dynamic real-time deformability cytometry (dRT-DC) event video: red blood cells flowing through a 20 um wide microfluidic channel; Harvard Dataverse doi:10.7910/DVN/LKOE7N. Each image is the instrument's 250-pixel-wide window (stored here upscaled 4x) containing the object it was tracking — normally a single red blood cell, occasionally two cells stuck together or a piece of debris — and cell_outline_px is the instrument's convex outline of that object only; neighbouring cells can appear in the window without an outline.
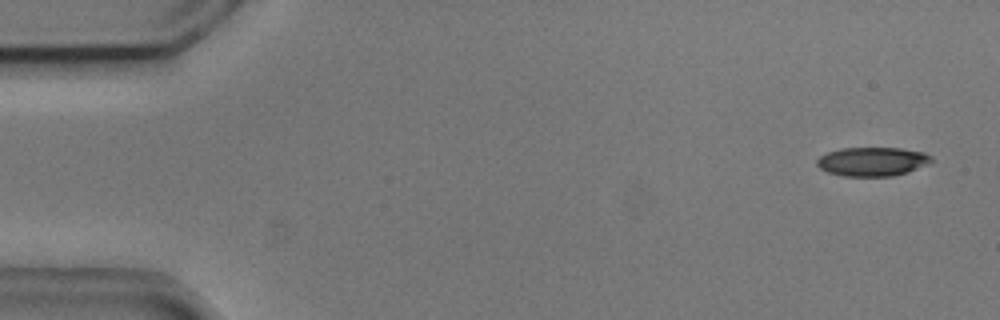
{"species": "common noctule bat (a hibernating species)", "species_latin": "Nyctalus noctula", "temperature_condition": "cold", "stored_images_in_passage": 54, "camera_frame_rate_fps": 3000, "um_per_image_px": 0.085, "animal": {"sex": "male", "body_mass_g": 20.5, "forearm_length_mm": 52.5}, "frame": {"image": 1, "passage_image": 3, "time_ms": 0.667, "image_size_px": [1000, 320], "cell_outline_px": [[936, 160], [932, 164], [908, 172], [892, 176], [844, 176], [828, 172], [820, 168], [816, 164], [816, 160], [820, 156], [828, 152], [840, 148], [900, 148], [924, 152], [932, 156]], "centroid_in_image_um": [74.22, 13.73], "position_along_channel_um": 10.8, "area_um2": 19.59}}
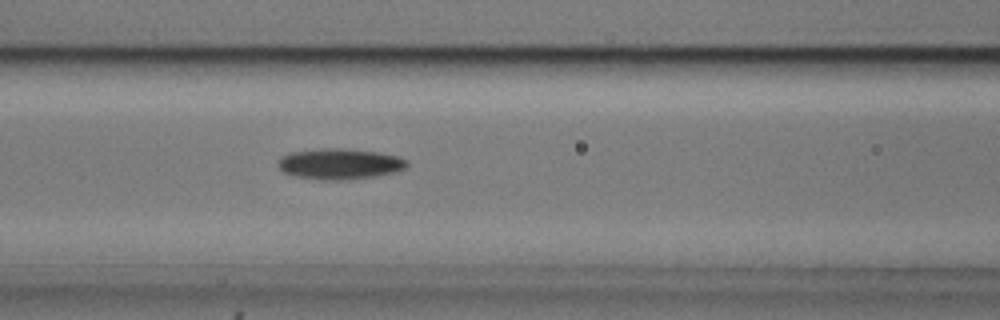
{"frame": {"image": 2, "passage_image": 23, "time_ms": 7.333, "image_size_px": [1000, 320], "cell_outline_px": [[408, 164], [404, 168], [392, 172], [376, 176], [348, 180], [328, 180], [296, 176], [284, 172], [276, 164], [280, 156], [292, 152], [324, 148], [340, 148], [376, 152], [400, 156], [408, 160]], "centroid_in_image_um": [28.87, 13.93], "position_along_channel_um": 137.7, "area_um2": 23.0}}
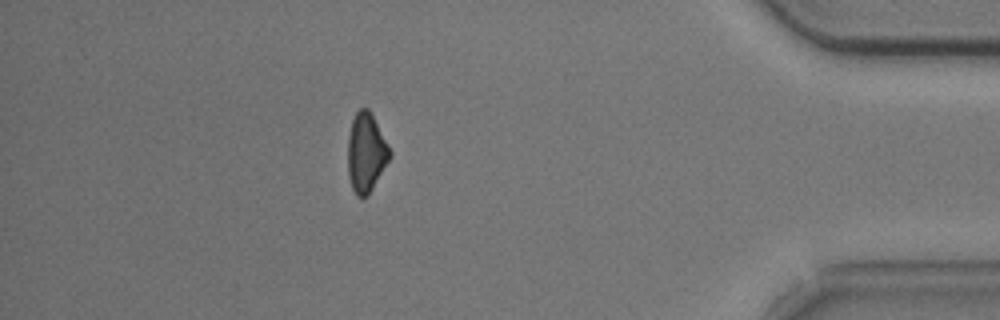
{"frame": {"image": 3, "passage_image": 48, "time_ms": 15.667, "image_size_px": [1000, 320], "cell_outline_px": [[392, 156], [368, 196], [356, 196], [352, 188], [348, 176], [348, 136], [352, 120], [356, 112], [360, 108], [368, 108], [388, 144], [392, 152]], "centroid_in_image_um": [31.12, 12.99], "position_along_channel_um": 404.1, "area_um2": 19.36}, "authors_computed_cell_mechanics": {"area_um2": 20.5479, "velocity_mm_per_s": 3.7351, "shape_relaxation_time_tau1_ms": 3.3768, "shape_relaxation_time_tau2_ms": null, "deformation_change_tau1": 0.112, "deformation_change_tau2": null}}